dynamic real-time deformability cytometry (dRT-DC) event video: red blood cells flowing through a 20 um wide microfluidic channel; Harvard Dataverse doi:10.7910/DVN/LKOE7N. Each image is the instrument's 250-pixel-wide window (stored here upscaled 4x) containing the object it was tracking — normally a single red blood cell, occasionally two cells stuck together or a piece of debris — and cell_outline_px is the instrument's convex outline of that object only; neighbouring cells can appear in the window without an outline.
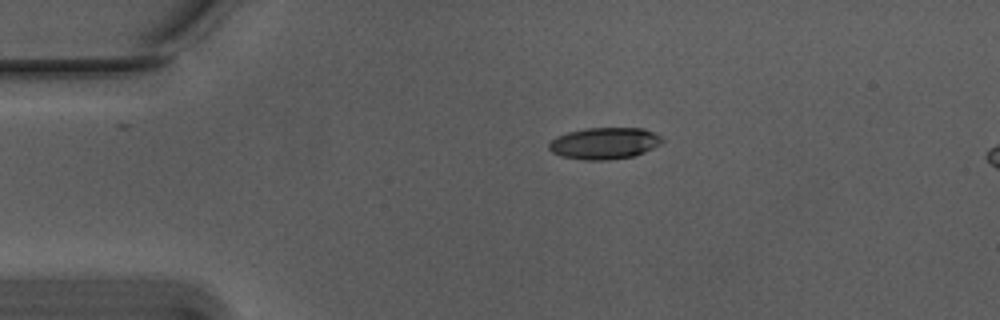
{"species": "Egyptian fruit bat (a non-hibernating species)", "species_latin": "Rousettus aegyptiacus", "temperature_condition": "warm", "stored_images_in_passage": 45, "camera_frame_rate_fps": 3000, "um_per_image_px": 0.085, "animal": {"sex": "male"}, "frame": {"image": 1, "passage_image": 1, "time_ms": 0.0, "image_size_px": [1000, 320], "cell_outline_px": [[664, 140], [660, 144], [636, 156], [608, 160], [584, 160], [560, 156], [552, 152], [548, 148], [548, 144], [556, 136], [568, 132], [588, 128], [644, 128], [656, 132]], "centroid_in_image_um": [51.39, 12.18], "position_along_channel_um": 33.6, "area_um2": 21.04}}
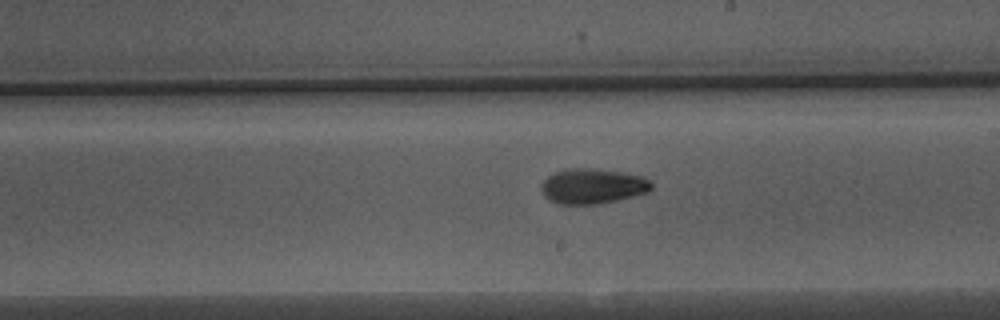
{"frame": {"image": 2, "passage_image": 21, "time_ms": 6.667, "image_size_px": [1000, 320], "cell_outline_px": [[652, 188], [648, 192], [600, 204], [560, 204], [544, 196], [540, 188], [544, 180], [548, 176], [564, 168], [584, 168], [620, 172], [644, 176], [652, 184]], "centroid_in_image_um": [50.36, 15.82], "position_along_channel_um": 238.6, "area_um2": 22.37}}
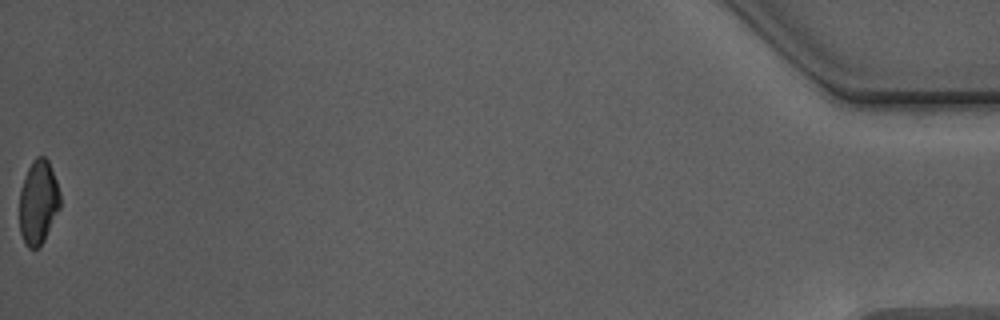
{"frame": {"image": 3, "passage_image": 45, "time_ms": 14.667, "image_size_px": [1000, 320], "cell_outline_px": [[60, 208], [44, 240], [36, 248], [28, 248], [20, 232], [20, 188], [28, 168], [32, 160], [36, 156], [44, 156], [48, 160], [56, 180], [60, 192]], "centroid_in_image_um": [3.26, 17.16], "position_along_channel_um": 431.9, "area_um2": 19.83}, "authors_computed_cell_mechanics": {"area_um2": 21.2704, "velocity_mm_per_s": 3.7442, "shape_relaxation_time_tau1_ms": 4.4943, "shape_relaxation_time_tau2_ms": 4.7041, "deformation_change_tau1": 0.1609, "deformation_change_tau2": 0.1027}}